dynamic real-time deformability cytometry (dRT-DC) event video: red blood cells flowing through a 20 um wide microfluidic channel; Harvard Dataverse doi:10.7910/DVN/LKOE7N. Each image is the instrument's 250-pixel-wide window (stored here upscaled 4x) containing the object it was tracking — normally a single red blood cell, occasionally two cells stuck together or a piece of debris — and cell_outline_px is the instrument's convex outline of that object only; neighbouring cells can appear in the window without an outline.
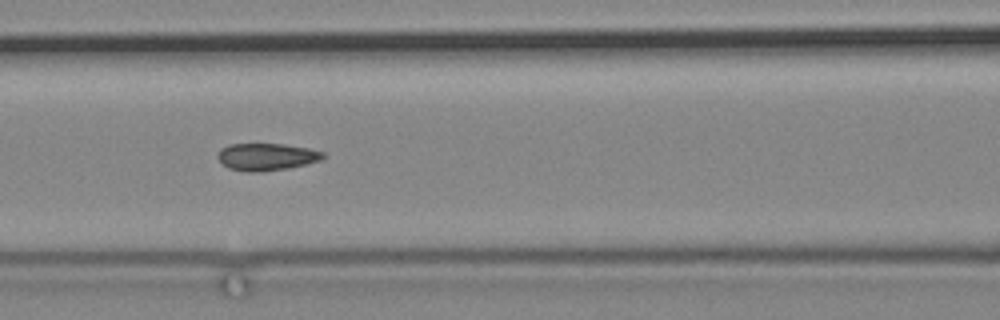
{"species": "common noctule bat (a hibernating species)", "species_latin": "Nyctalus noctula", "temperature_condition": "cold", "stored_images_in_passage": 7, "camera_frame_rate_fps": 3000, "um_per_image_px": 0.085, "animal": {"sex": "male", "body_mass_g": 19.2, "forearm_length_mm": 51.8}, "frame": {"image": 1, "passage_image": 4, "time_ms": 3.333, "image_size_px": [1000, 320], "cell_outline_px": [[324, 156], [320, 160], [288, 168], [260, 172], [248, 172], [228, 168], [216, 156], [220, 148], [228, 144], [284, 144], [308, 148], [324, 152]], "centroid_in_image_um": [22.62, 13.32], "position_along_channel_um": 144.0, "area_um2": 16.65}}
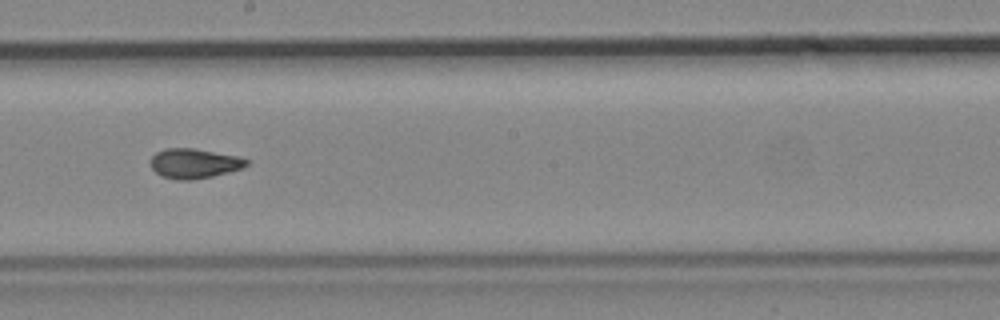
{"frame": {"image": 2, "passage_image": 6, "time_ms": 6.0, "image_size_px": [1000, 320], "cell_outline_px": [[248, 164], [244, 168], [212, 176], [192, 180], [176, 180], [160, 176], [148, 164], [152, 156], [156, 152], [164, 148], [196, 148], [240, 156], [248, 160]], "centroid_in_image_um": [16.49, 13.88], "position_along_channel_um": 231.7, "area_um2": 16.99}}
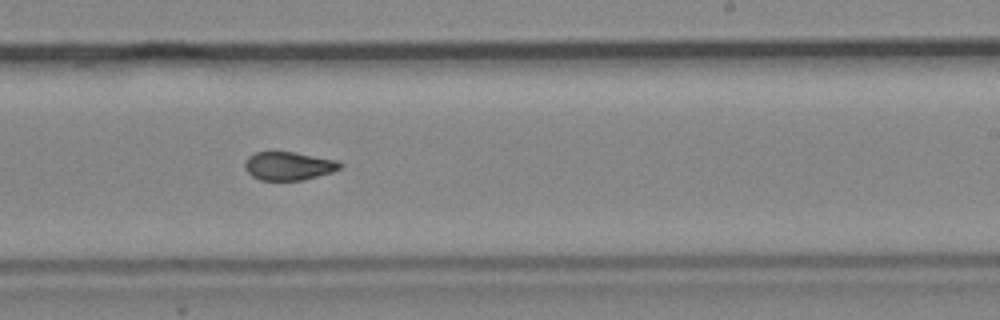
{"frame": {"image": 3, "passage_image": 7, "time_ms": 7.0, "image_size_px": [1000, 320], "cell_outline_px": [[344, 164], [340, 168], [332, 172], [300, 180], [260, 180], [252, 176], [244, 168], [244, 160], [248, 156], [256, 152], [292, 152], [340, 160]], "centroid_in_image_um": [24.53, 14.1], "position_along_channel_um": 264.5, "area_um2": 15.78}}